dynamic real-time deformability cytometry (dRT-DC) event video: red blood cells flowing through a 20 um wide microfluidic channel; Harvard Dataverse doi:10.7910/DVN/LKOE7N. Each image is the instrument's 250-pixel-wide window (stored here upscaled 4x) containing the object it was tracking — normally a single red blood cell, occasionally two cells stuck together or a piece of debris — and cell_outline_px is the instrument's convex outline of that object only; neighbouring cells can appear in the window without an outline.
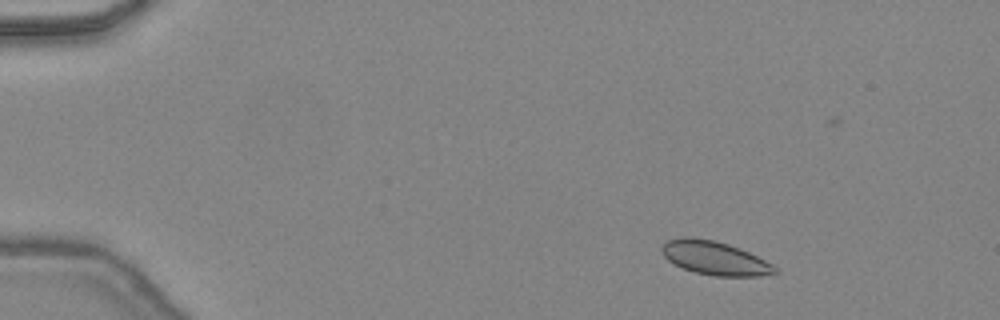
{"species": "common noctule bat (a hibernating species)", "species_latin": "Nyctalus noctula", "temperature_condition": "warm", "stored_images_in_passage": 45, "camera_frame_rate_fps": 3000, "um_per_image_px": 0.085, "animal": {"sex": "female", "body_mass_g": 24.6, "forearm_length_mm": 56.2}, "frame": {"image": 1, "passage_image": 5, "time_ms": 1.333, "image_size_px": [1000, 320], "cell_outline_px": [[780, 272], [760, 276], [712, 276], [696, 272], [672, 264], [664, 256], [660, 248], [668, 240], [684, 236], [692, 236], [716, 240], [740, 248], [772, 264]], "centroid_in_image_um": [60.73, 21.92], "position_along_channel_um": 24.3, "area_um2": 22.25}}
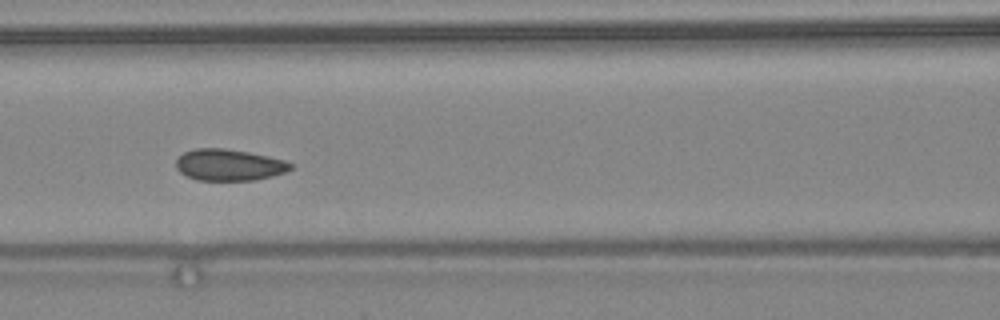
{"frame": {"image": 2, "passage_image": 20, "time_ms": 6.333, "image_size_px": [1000, 320], "cell_outline_px": [[292, 168], [284, 172], [272, 176], [256, 180], [196, 180], [180, 172], [176, 168], [176, 160], [184, 152], [196, 148], [224, 148], [248, 152], [268, 156], [284, 160], [292, 164]], "centroid_in_image_um": [19.46, 14.01], "position_along_channel_um": 147.1, "area_um2": 20.92}}
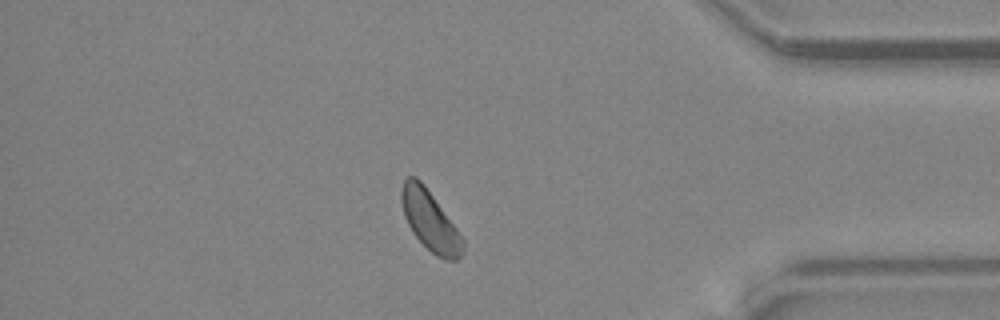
{"frame": {"image": 3, "passage_image": 39, "time_ms": 12.667, "image_size_px": [1000, 320], "cell_outline_px": [[464, 252], [456, 260], [444, 260], [436, 256], [412, 232], [404, 216], [400, 200], [400, 192], [404, 180], [408, 176], [416, 176], [424, 184], [456, 228], [464, 240]], "centroid_in_image_um": [36.54, 18.76], "position_along_channel_um": 398.7, "area_um2": 21.27}}